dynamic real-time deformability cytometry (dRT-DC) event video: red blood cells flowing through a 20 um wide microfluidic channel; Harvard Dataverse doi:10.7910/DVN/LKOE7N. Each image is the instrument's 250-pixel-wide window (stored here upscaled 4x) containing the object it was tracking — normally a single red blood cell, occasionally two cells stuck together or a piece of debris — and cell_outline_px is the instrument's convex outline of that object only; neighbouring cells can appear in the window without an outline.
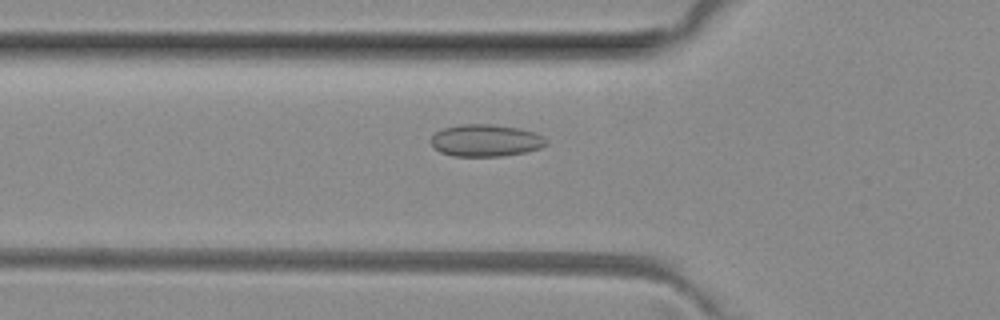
{"species": "common noctule bat (a hibernating species)", "species_latin": "Nyctalus noctula", "temperature_condition": "room temperature", "stored_images_in_passage": 51, "camera_frame_rate_fps": 3000, "um_per_image_px": 0.085, "animal": {"sex": "female", "body_mass_g": 29.2, "forearm_length_mm": 56.3}, "frame": {"image": 1, "passage_image": 17, "time_ms": 5.333, "image_size_px": [1000, 320], "cell_outline_px": [[548, 144], [540, 148], [524, 152], [500, 156], [452, 156], [440, 152], [432, 144], [432, 136], [436, 132], [444, 128], [460, 124], [492, 124], [520, 128], [532, 132], [548, 140]], "centroid_in_image_um": [41.29, 11.94], "position_along_channel_um": 84.5, "area_um2": 21.39}}
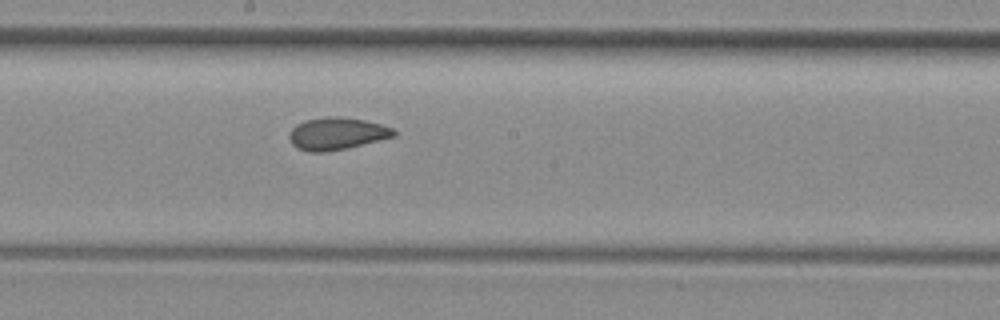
{"frame": {"image": 2, "passage_image": 27, "time_ms": 8.667, "image_size_px": [1000, 320], "cell_outline_px": [[396, 136], [348, 148], [324, 152], [308, 152], [296, 148], [292, 144], [288, 136], [292, 128], [296, 124], [304, 120], [324, 116], [340, 116], [364, 120], [380, 124], [392, 128], [396, 132]], "centroid_in_image_um": [28.6, 11.35], "position_along_channel_um": 219.6, "area_um2": 19.88}}
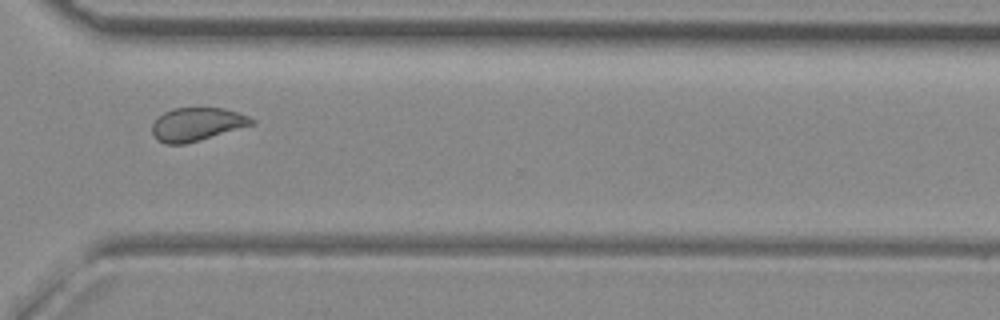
{"frame": {"image": 3, "passage_image": 37, "time_ms": 12.0, "image_size_px": [1000, 320], "cell_outline_px": [[256, 124], [184, 144], [164, 144], [156, 140], [152, 132], [152, 124], [164, 112], [172, 108], [224, 108], [248, 116], [256, 120]], "centroid_in_image_um": [16.74, 10.56], "position_along_channel_um": 353.9, "area_um2": 19.25}, "authors_computed_cell_mechanics": {"area_um2": 20.4034, "velocity_mm_per_s": 4.0271, "shape_relaxation_time_tau1_ms": null, "shape_relaxation_time_tau2_ms": 1.397, "deformation_change_tau1": null, "deformation_change_tau2": 0.0696}}